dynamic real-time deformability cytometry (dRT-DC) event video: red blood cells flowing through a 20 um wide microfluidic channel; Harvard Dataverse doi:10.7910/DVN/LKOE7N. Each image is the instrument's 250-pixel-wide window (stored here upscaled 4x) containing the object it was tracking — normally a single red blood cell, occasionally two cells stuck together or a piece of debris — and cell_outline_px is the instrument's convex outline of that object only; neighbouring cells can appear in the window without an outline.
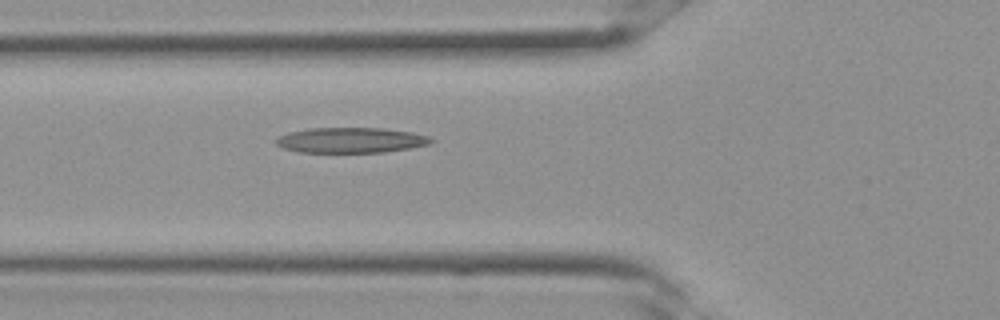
{"species": "Egyptian fruit bat (a non-hibernating species)", "species_latin": "Rousettus aegyptiacus", "temperature_condition": "room temperature", "stored_images_in_passage": 31, "camera_frame_rate_fps": 3000, "um_per_image_px": 0.085, "frame": {"image": 1, "passage_image": 12, "time_ms": 3.667, "image_size_px": [1000, 320], "cell_outline_px": [[436, 140], [428, 144], [408, 148], [384, 152], [300, 152], [284, 148], [276, 144], [276, 136], [288, 132], [312, 128], [380, 128], [412, 132], [428, 136]], "centroid_in_image_um": [29.8, 11.91], "position_along_channel_um": 96.0, "area_um2": 22.77}}
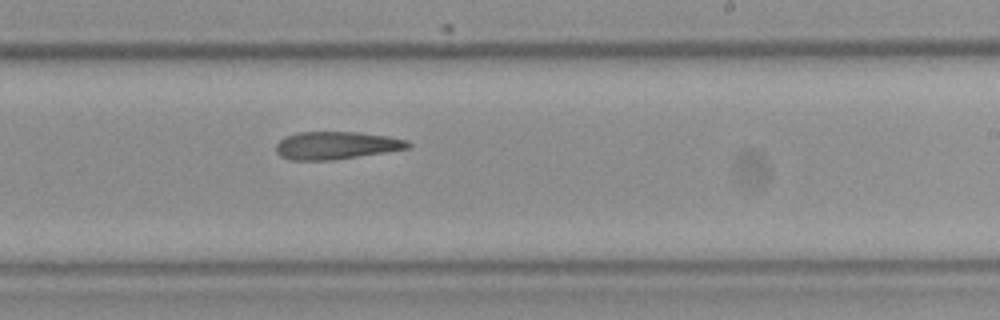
{"frame": {"image": 2, "passage_image": 20, "time_ms": 6.333, "image_size_px": [1000, 320], "cell_outline_px": [[412, 144], [408, 148], [384, 152], [332, 160], [288, 160], [280, 156], [276, 152], [276, 144], [284, 136], [296, 132], [356, 132], [388, 136], [408, 140]], "centroid_in_image_um": [28.54, 12.35], "position_along_channel_um": 260.5, "area_um2": 21.33}}
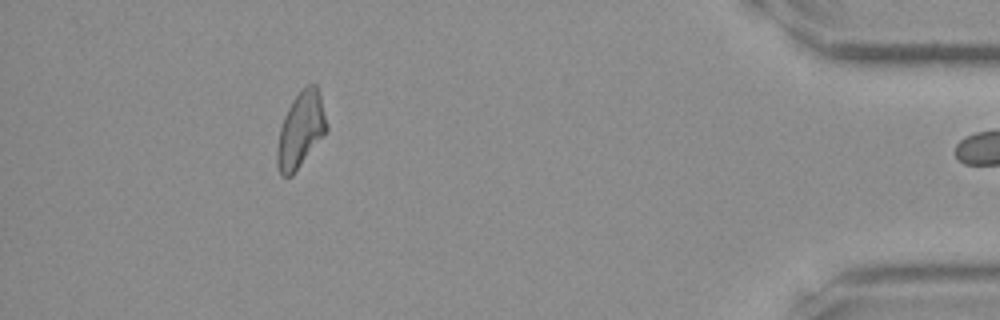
{"frame": {"image": 3, "passage_image": 30, "time_ms": 9.667, "image_size_px": [1000, 320], "cell_outline_px": [[328, 132], [292, 176], [280, 176], [276, 164], [276, 148], [280, 128], [284, 116], [292, 100], [308, 84], [316, 84], [320, 96], [328, 124]], "centroid_in_image_um": [25.56, 11.09], "position_along_channel_um": 409.6, "area_um2": 22.02}}